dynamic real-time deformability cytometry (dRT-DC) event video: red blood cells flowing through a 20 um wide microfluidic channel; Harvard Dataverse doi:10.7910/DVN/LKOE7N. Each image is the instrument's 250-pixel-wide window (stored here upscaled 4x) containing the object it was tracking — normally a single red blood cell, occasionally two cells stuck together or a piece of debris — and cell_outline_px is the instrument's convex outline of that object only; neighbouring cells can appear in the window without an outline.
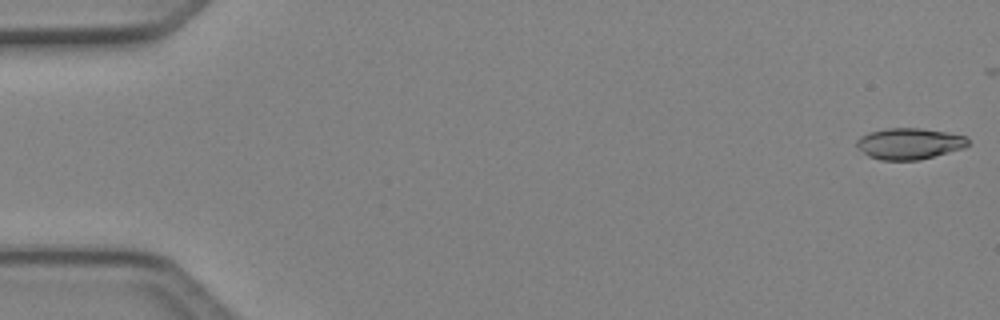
{"species": "Egyptian fruit bat (a non-hibernating species)", "species_latin": "Rousettus aegyptiacus", "temperature_condition": "cold", "stored_images_in_passage": 17, "camera_frame_rate_fps": 3000, "um_per_image_px": 0.085, "animal": {"sex": "female"}, "frame": {"image": 1, "passage_image": 1, "time_ms": 0.0, "image_size_px": [1000, 320], "cell_outline_px": [[968, 144], [964, 148], [920, 160], [880, 160], [868, 156], [856, 148], [856, 140], [860, 136], [868, 132], [888, 128], [920, 128], [944, 132], [964, 136], [968, 140]], "centroid_in_image_um": [77.23, 12.22], "position_along_channel_um": 7.8, "area_um2": 20.29}}
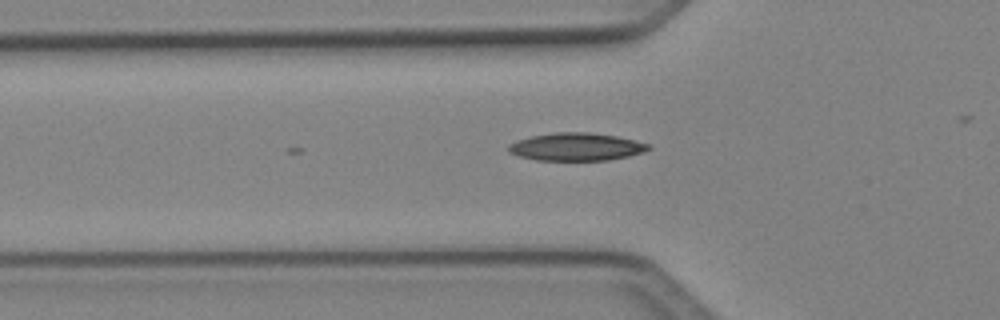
{"frame": {"image": 2, "passage_image": 17, "time_ms": 5.333, "image_size_px": [1000, 320], "cell_outline_px": [[652, 148], [644, 152], [628, 156], [608, 160], [536, 160], [520, 156], [508, 152], [508, 144], [516, 140], [532, 136], [552, 132], [592, 132], [616, 136], [648, 144]], "centroid_in_image_um": [48.96, 12.47], "position_along_channel_um": 76.8, "area_um2": 22.66}}